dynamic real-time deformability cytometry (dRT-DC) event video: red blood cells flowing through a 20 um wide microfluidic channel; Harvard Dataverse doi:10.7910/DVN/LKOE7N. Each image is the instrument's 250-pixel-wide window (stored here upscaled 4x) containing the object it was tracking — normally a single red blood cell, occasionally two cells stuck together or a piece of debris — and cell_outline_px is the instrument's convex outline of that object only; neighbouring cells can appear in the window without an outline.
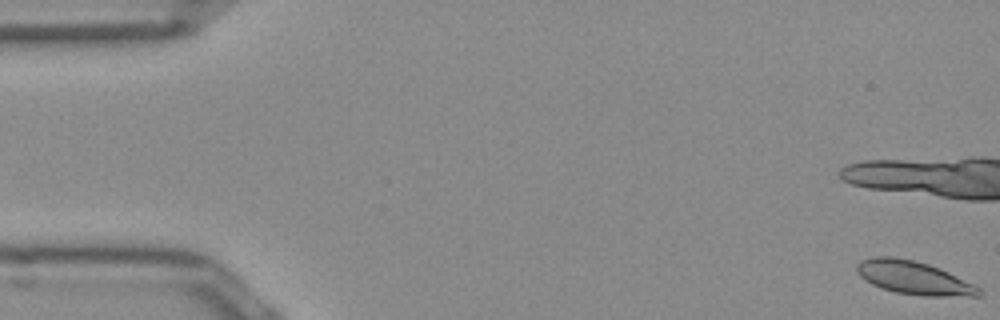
{"species": "Egyptian fruit bat (a non-hibernating species)", "species_latin": "Rousettus aegyptiacus", "temperature_condition": "room temperature", "stored_images_in_passage": 13, "camera_frame_rate_fps": 3000, "um_per_image_px": 0.085, "frame": {"image": 1, "passage_image": 1, "time_ms": 0.0, "image_size_px": [1000, 320], "cell_outline_px": [[984, 292], [980, 296], [924, 296], [896, 292], [880, 288], [864, 280], [856, 272], [856, 264], [860, 260], [872, 256], [892, 256], [916, 260], [940, 268], [976, 284]], "centroid_in_image_um": [77.68, 23.6], "position_along_channel_um": 7.3, "area_um2": 24.16}}